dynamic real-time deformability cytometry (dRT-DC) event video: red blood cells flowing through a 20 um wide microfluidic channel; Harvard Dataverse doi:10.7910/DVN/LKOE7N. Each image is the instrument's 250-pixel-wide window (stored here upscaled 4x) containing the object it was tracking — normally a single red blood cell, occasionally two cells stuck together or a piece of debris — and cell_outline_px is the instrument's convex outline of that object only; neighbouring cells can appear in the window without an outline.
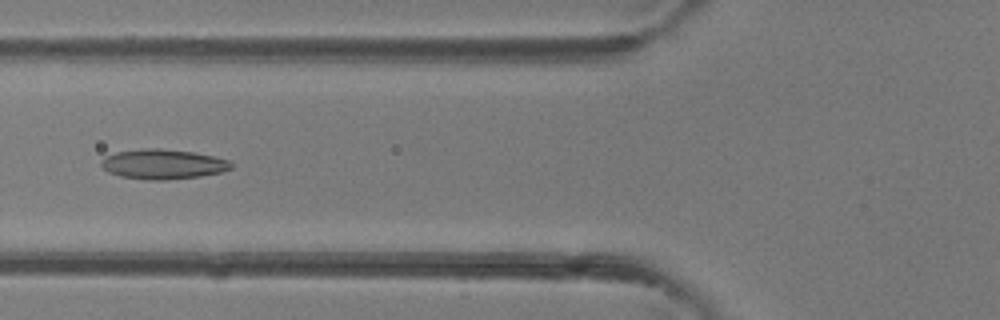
{"species": "common noctule bat (a hibernating species)", "species_latin": "Nyctalus noctula", "temperature_condition": "room temperature", "stored_images_in_passage": 2, "camera_frame_rate_fps": 3000, "um_per_image_px": 0.085, "animal": {"sex": "female"}, "frame": {"image": 1, "passage_image": 2, "time_ms": 1.0, "image_size_px": [1000, 320], "cell_outline_px": [[232, 168], [220, 172], [200, 176], [168, 180], [148, 180], [120, 176], [108, 172], [100, 164], [100, 160], [104, 156], [116, 152], [144, 148], [160, 148], [192, 152], [212, 156], [228, 160], [232, 164]], "centroid_in_image_um": [13.81, 13.95], "position_along_channel_um": 112.0, "area_um2": 22.6}}